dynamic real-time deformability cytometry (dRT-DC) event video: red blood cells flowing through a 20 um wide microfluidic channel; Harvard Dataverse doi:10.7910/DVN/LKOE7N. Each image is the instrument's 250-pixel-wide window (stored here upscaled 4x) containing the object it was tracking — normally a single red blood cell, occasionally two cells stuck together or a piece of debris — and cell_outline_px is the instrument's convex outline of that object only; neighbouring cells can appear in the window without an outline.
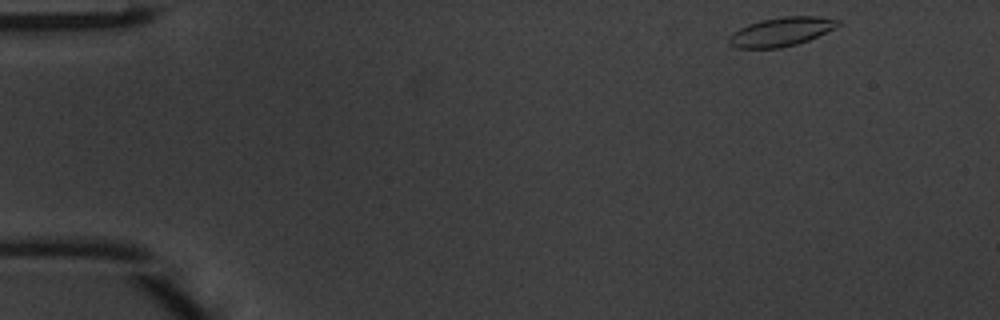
{"species": "common noctule bat (a hibernating species)", "species_latin": "Nyctalus noctula", "temperature_condition": "warm", "stored_images_in_passage": 45, "camera_frame_rate_fps": 3000, "um_per_image_px": 0.085, "animal": {"sex": "male", "body_mass_g": 20.1, "forearm_length_mm": 53.5}, "frame": {"image": 1, "passage_image": 1, "time_ms": 0.0, "image_size_px": [1000, 320], "cell_outline_px": [[840, 24], [836, 28], [808, 40], [796, 44], [780, 48], [736, 48], [728, 44], [728, 36], [732, 32], [748, 24], [760, 20], [784, 16], [816, 16], [840, 20]], "centroid_in_image_um": [66.37, 2.7], "position_along_channel_um": 18.6, "area_um2": 18.44}}
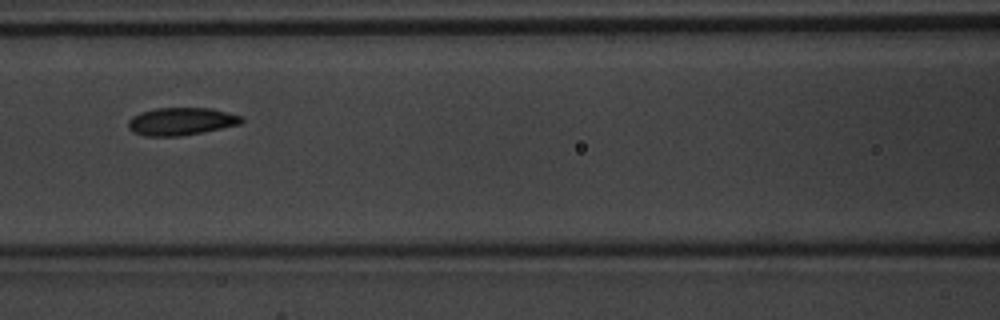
{"frame": {"image": 2, "passage_image": 18, "time_ms": 5.667, "image_size_px": [1000, 320], "cell_outline_px": [[244, 120], [240, 124], [204, 132], [180, 136], [144, 136], [132, 132], [128, 128], [128, 120], [132, 116], [140, 112], [156, 108], [212, 108], [228, 112], [240, 116]], "centroid_in_image_um": [15.37, 10.32], "position_along_channel_um": 151.2, "area_um2": 18.38}}
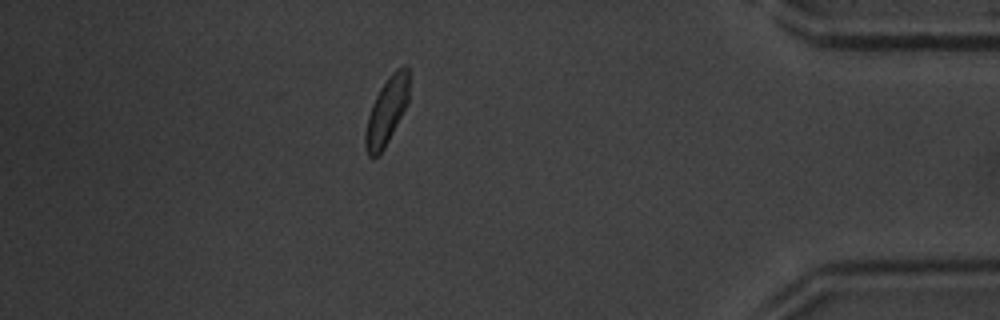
{"frame": {"image": 3, "passage_image": 39, "time_ms": 12.667, "image_size_px": [1000, 320], "cell_outline_px": [[408, 104], [384, 148], [372, 160], [368, 156], [364, 148], [364, 132], [368, 116], [372, 104], [380, 88], [388, 76], [396, 68], [404, 64], [408, 64]], "centroid_in_image_um": [32.85, 9.44], "position_along_channel_um": 402.3, "area_um2": 17.28}, "authors_computed_cell_mechanics": {"area_um2": 18.1492, "velocity_mm_per_s": 4.1317, "shape_relaxation_time_tau1_ms": 2.2786, "shape_relaxation_time_tau2_ms": 2.7516, "deformation_change_tau1": 0.1028, "deformation_change_tau2": 0.0826}}